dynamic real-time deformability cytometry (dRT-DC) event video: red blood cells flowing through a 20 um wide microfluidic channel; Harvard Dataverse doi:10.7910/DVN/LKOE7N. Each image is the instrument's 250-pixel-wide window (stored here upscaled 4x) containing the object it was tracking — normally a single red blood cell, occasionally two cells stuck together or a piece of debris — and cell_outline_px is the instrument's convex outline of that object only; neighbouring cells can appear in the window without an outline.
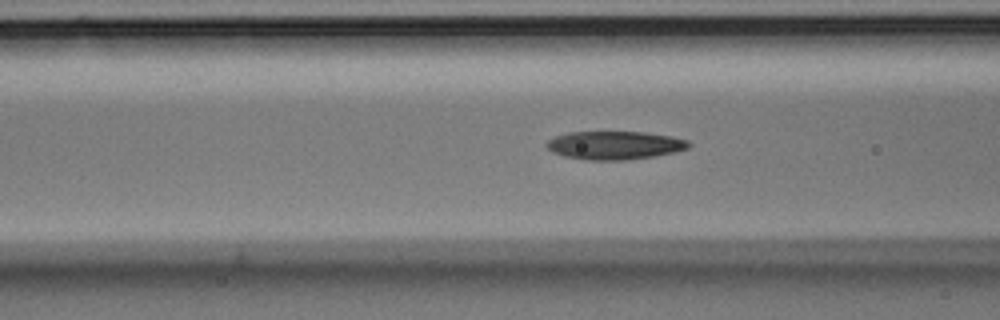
{"species": "Egyptian fruit bat (a non-hibernating species)", "species_latin": "Rousettus aegyptiacus", "temperature_condition": "room temperature", "stored_images_in_passage": 31, "camera_frame_rate_fps": 3000, "um_per_image_px": 0.085, "animal": {"sex": "male"}, "frame": {"image": 1, "passage_image": 7, "time_ms": 2.0, "image_size_px": [1000, 320], "cell_outline_px": [[692, 144], [688, 148], [676, 152], [628, 160], [588, 160], [564, 156], [552, 152], [544, 144], [548, 140], [556, 136], [568, 132], [644, 132], [672, 136], [688, 140]], "centroid_in_image_um": [52.26, 12.35], "position_along_channel_um": 114.3, "area_um2": 23.52}}
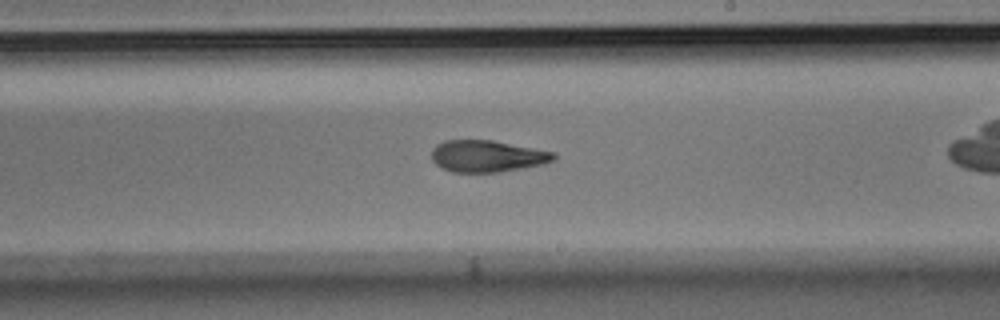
{"frame": {"image": 2, "passage_image": 18, "time_ms": 5.667, "image_size_px": [1000, 320], "cell_outline_px": [[556, 160], [544, 164], [524, 168], [500, 172], [452, 172], [440, 168], [432, 160], [432, 148], [436, 144], [444, 140], [492, 140], [556, 152]], "centroid_in_image_um": [41.42, 13.27], "position_along_channel_um": 247.6, "area_um2": 22.89}}
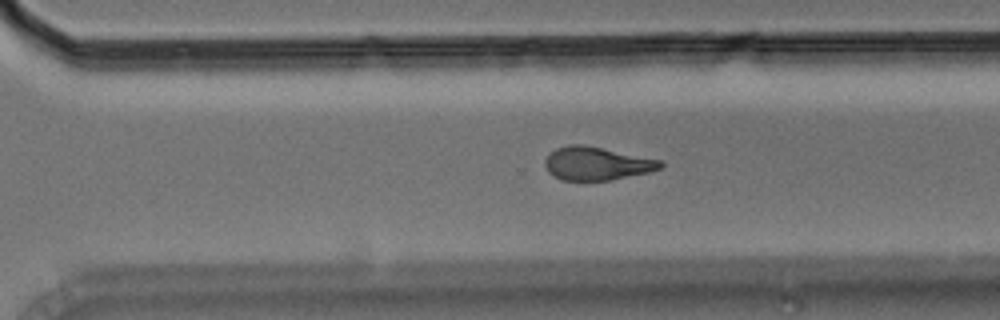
{"frame": {"image": 3, "passage_image": 24, "time_ms": 7.667, "image_size_px": [1000, 320], "cell_outline_px": [[664, 164], [660, 168], [648, 172], [612, 180], [560, 180], [548, 172], [544, 164], [544, 160], [556, 148], [568, 144], [584, 144], [660, 160]], "centroid_in_image_um": [50.68, 13.9], "position_along_channel_um": 319.9, "area_um2": 22.25}}